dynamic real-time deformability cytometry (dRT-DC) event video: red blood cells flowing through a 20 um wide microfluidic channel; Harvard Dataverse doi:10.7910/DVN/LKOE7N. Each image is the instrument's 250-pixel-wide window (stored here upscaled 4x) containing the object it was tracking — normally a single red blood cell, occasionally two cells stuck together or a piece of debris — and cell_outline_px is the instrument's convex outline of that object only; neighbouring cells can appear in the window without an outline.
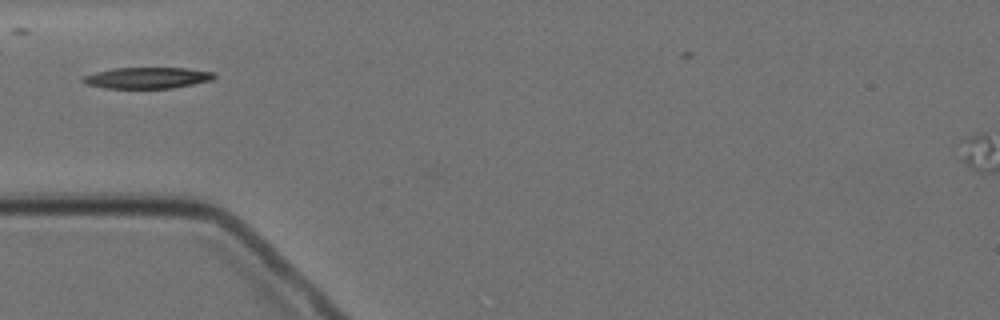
{"species": "Egyptian fruit bat (a non-hibernating species)", "species_latin": "Rousettus aegyptiacus", "temperature_condition": "cold", "stored_images_in_passage": 6, "camera_frame_rate_fps": 3000, "um_per_image_px": 0.085, "animal": {"sex": "female"}, "frame": {"image": 1, "passage_image": 1, "time_ms": 0.0, "image_size_px": [1000, 320], "cell_outline_px": [[216, 76], [212, 80], [172, 88], [104, 88], [88, 84], [80, 80], [84, 76], [96, 72], [116, 68], [188, 68], [216, 72]], "centroid_in_image_um": [12.56, 6.61], "position_along_channel_um": 72.4, "area_um2": 16.13}}
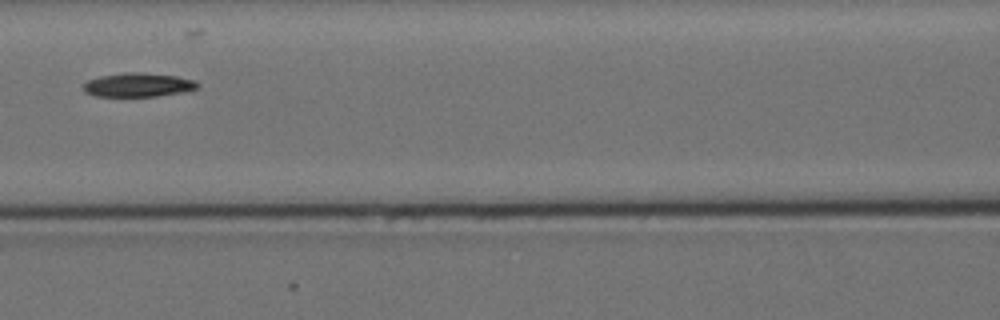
{"frame": {"image": 2, "passage_image": 3, "time_ms": 2.333, "image_size_px": [1000, 320], "cell_outline_px": [[200, 84], [196, 88], [180, 92], [156, 96], [96, 96], [84, 92], [84, 84], [88, 80], [100, 76], [124, 72], [136, 72], [176, 76], [192, 80]], "centroid_in_image_um": [11.69, 7.21], "position_along_channel_um": 154.9, "area_um2": 15.61}}
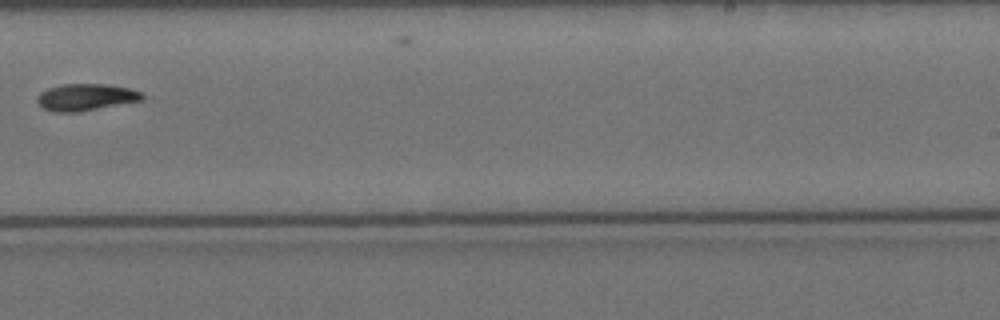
{"frame": {"image": 3, "passage_image": 6, "time_ms": 6.0, "image_size_px": [1000, 320], "cell_outline_px": [[144, 100], [80, 112], [52, 112], [44, 108], [36, 100], [36, 96], [40, 92], [48, 88], [64, 84], [108, 84], [128, 88], [140, 92], [144, 96]], "centroid_in_image_um": [7.29, 8.27], "position_along_channel_um": 281.7, "area_um2": 16.53}}